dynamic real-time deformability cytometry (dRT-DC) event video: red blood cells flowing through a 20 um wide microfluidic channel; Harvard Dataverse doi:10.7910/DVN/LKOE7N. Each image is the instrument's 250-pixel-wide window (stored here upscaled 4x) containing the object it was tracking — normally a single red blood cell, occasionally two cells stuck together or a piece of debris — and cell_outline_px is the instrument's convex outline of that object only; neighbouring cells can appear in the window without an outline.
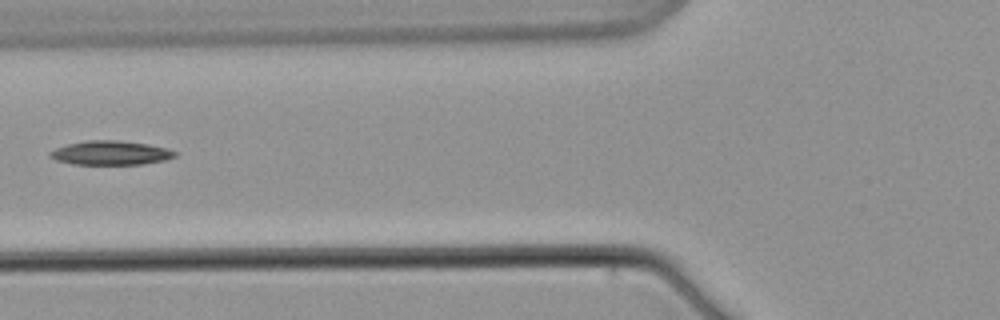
{"species": "common noctule bat (a hibernating species)", "species_latin": "Nyctalus noctula", "temperature_condition": "warm", "stored_images_in_passage": 9, "camera_frame_rate_fps": 3000, "um_per_image_px": 0.085, "animal": {"sex": "male", "body_mass_g": 21.5, "forearm_length_mm": 52.0}, "frame": {"image": 1, "passage_image": 6, "time_ms": 7.0, "image_size_px": [1000, 320], "cell_outline_px": [[176, 156], [164, 160], [140, 164], [72, 164], [56, 160], [48, 156], [48, 152], [56, 148], [68, 144], [88, 140], [116, 140], [148, 144], [164, 148], [176, 152]], "centroid_in_image_um": [9.35, 12.99], "position_along_channel_um": 116.4, "area_um2": 17.34}}